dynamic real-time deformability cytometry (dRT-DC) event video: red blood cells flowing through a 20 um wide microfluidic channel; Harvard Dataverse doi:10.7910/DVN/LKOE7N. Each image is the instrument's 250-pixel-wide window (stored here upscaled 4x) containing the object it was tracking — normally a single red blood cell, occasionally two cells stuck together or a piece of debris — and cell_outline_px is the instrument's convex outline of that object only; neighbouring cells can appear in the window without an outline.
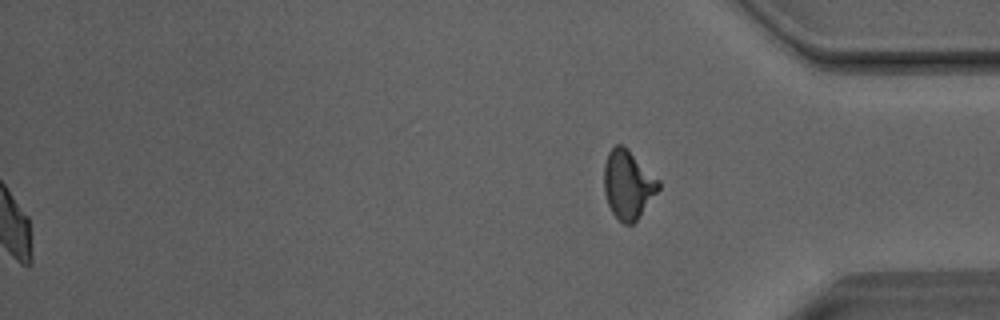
{"species": "Egyptian fruit bat (a non-hibernating species)", "species_latin": "Rousettus aegyptiacus", "temperature_condition": "room temperature", "stored_images_in_passage": 37, "segment_of_instrument_passage": [2, 2], "camera_frame_rate_fps": 3000, "um_per_image_px": 0.085, "animal": {"sex": "male"}, "frame": {"image": 1, "passage_image": 37, "time_ms": 12.0, "image_size_px": [1000, 320], "cell_outline_px": [[660, 188], [636, 220], [632, 224], [624, 224], [612, 212], [608, 204], [604, 192], [604, 164], [608, 152], [616, 144], [624, 144], [660, 180]], "centroid_in_image_um": [53.38, 15.64], "position_along_channel_um": 381.8, "area_um2": 21.79}}